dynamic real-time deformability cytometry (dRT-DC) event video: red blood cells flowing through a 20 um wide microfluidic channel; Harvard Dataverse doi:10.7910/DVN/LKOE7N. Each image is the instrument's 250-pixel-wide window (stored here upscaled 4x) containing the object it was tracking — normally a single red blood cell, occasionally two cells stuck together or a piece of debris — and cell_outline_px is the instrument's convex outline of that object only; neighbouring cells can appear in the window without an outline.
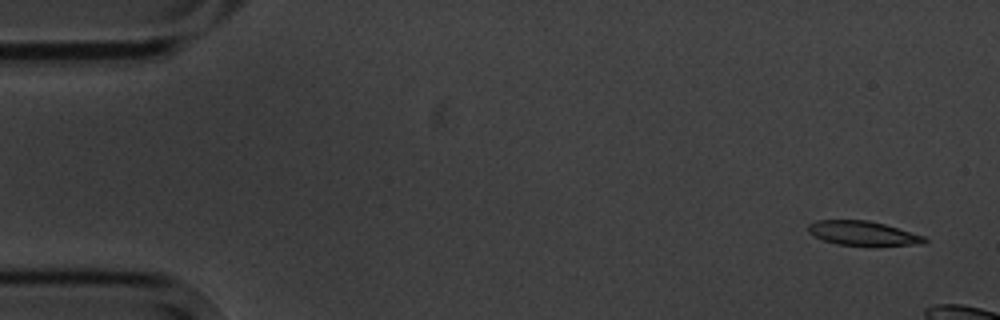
{"species": "common noctule bat (a hibernating species)", "species_latin": "Nyctalus noctula", "temperature_condition": "cold", "stored_images_in_passage": 4, "camera_frame_rate_fps": 3000, "um_per_image_px": 0.085, "animal": {"sex": "male", "body_mass_g": 20.1, "forearm_length_mm": 53.5}, "frame": {"image": 1, "passage_image": 1, "time_ms": 0.0, "image_size_px": [1000, 320], "cell_outline_px": [[928, 240], [924, 244], [876, 248], [836, 244], [824, 240], [808, 232], [808, 224], [816, 220], [868, 220], [884, 224], [924, 236]], "centroid_in_image_um": [73.41, 19.87], "position_along_channel_um": 11.6, "area_um2": 17.17}}